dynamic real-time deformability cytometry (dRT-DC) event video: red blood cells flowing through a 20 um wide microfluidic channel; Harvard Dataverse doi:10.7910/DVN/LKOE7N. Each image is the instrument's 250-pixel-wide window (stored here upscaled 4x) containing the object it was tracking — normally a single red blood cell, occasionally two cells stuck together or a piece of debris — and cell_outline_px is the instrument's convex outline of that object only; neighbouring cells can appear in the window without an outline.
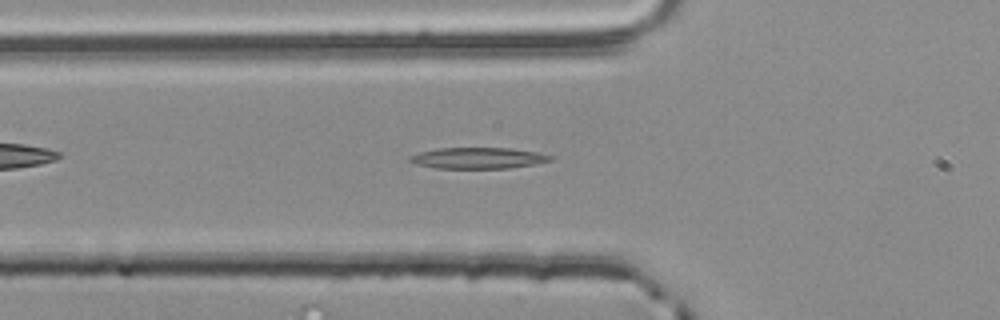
{"species": "common noctule bat (a hibernating species)", "species_latin": "Nyctalus noctula", "temperature_condition": "room temperature", "stored_images_in_passage": 36, "camera_frame_rate_fps": 3000, "um_per_image_px": 0.085, "animal": {"sex": "male", "body_mass_g": 20.4}, "frame": {"image": 1, "passage_image": 7, "time_ms": 2.0, "image_size_px": [1000, 320], "cell_outline_px": [[552, 160], [536, 164], [508, 168], [436, 168], [416, 164], [404, 160], [408, 156], [420, 152], [440, 148], [508, 148], [536, 152], [552, 156]], "centroid_in_image_um": [40.58, 13.44], "position_along_channel_um": 85.2, "area_um2": 17.28}}
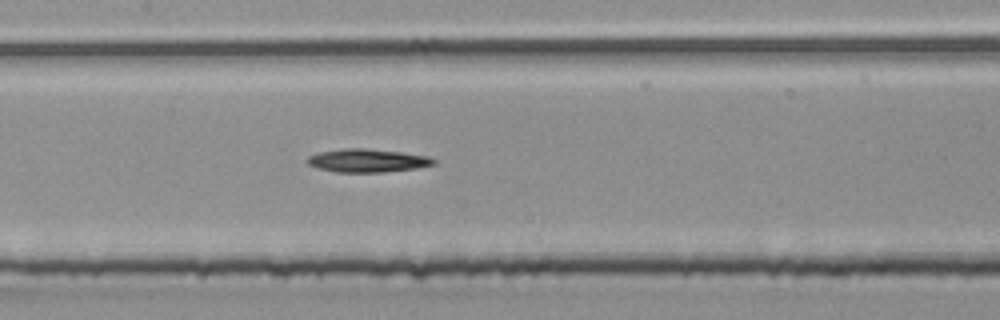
{"frame": {"image": 2, "passage_image": 14, "time_ms": 4.333, "image_size_px": [1000, 320], "cell_outline_px": [[436, 164], [416, 168], [384, 172], [336, 172], [320, 168], [308, 164], [304, 160], [308, 156], [320, 152], [344, 148], [364, 148], [400, 152], [428, 156], [436, 160]], "centroid_in_image_um": [31.22, 13.64], "position_along_channel_um": 176.2, "area_um2": 17.05}}
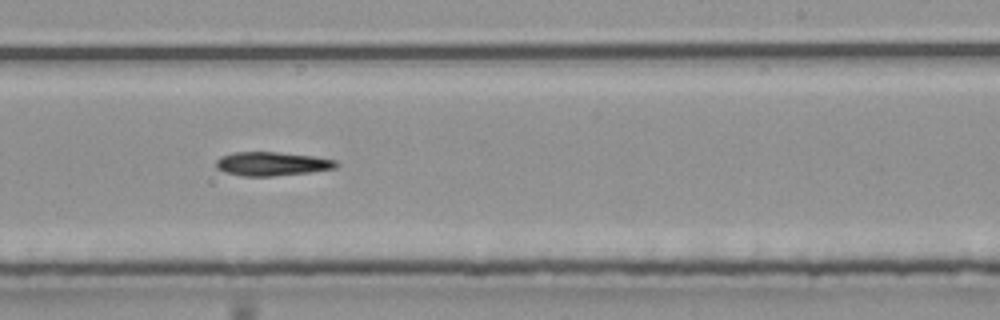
{"frame": {"image": 3, "passage_image": 21, "time_ms": 6.667, "image_size_px": [1000, 320], "cell_outline_px": [[340, 164], [336, 168], [312, 172], [272, 176], [244, 176], [224, 172], [216, 168], [216, 160], [220, 156], [232, 152], [276, 152], [316, 156], [336, 160]], "centroid_in_image_um": [23.13, 13.92], "position_along_channel_um": 265.9, "area_um2": 16.88}}